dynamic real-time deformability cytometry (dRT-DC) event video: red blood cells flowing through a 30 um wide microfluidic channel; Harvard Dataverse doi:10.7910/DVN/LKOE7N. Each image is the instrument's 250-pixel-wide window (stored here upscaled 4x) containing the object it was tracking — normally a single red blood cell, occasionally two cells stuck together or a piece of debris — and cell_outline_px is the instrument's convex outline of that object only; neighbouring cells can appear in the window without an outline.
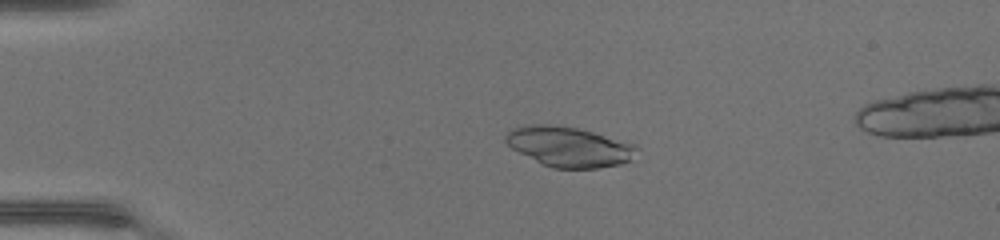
{"species": "common noctule bat (a hibernating species)", "species_latin": "Nyctalus noctula", "temperature_condition": "warm", "stored_images_in_passage": 44, "camera_frame_rate_fps": 3000, "um_per_image_px": 0.085, "animal": {"sex": "female", "body_mass_g": 17.0, "forearm_length_mm": 48.0}, "frame": {"image": 1, "passage_image": 8, "time_ms": 2.333, "image_size_px": [1000, 240], "cell_outline_px": [[640, 148], [632, 160], [620, 164], [596, 168], [552, 168], [512, 148], [504, 140], [504, 136], [512, 128], [528, 124], [548, 124], [576, 128], [592, 132], [636, 144]], "centroid_in_image_um": [48.4, 12.46], "position_along_channel_um": 36.6, "area_um2": 30.4}}
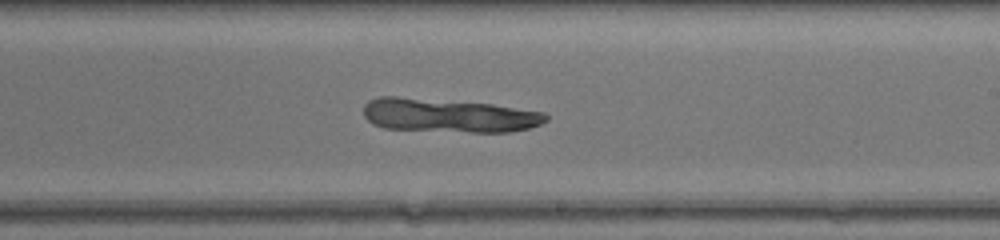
{"frame": {"image": 2, "passage_image": 26, "time_ms": 8.333, "image_size_px": [1000, 240], "cell_outline_px": [[548, 120], [540, 124], [528, 128], [508, 132], [472, 132], [384, 128], [372, 124], [364, 116], [364, 104], [368, 100], [380, 96], [396, 96], [492, 104], [544, 112], [548, 116]], "centroid_in_image_um": [38.11, 9.81], "position_along_channel_um": 250.9, "area_um2": 35.84}}
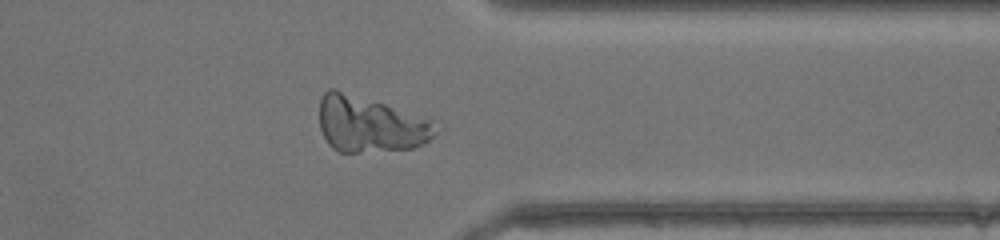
{"frame": {"image": 3, "passage_image": 35, "time_ms": 11.333, "image_size_px": [1000, 240], "cell_outline_px": [[436, 132], [424, 144], [412, 148], [360, 152], [340, 152], [332, 148], [328, 144], [320, 128], [320, 100], [324, 92], [328, 88], [336, 88], [384, 104], [428, 120]], "centroid_in_image_um": [31.35, 10.57], "position_along_channel_um": 380.1, "area_um2": 37.05}}